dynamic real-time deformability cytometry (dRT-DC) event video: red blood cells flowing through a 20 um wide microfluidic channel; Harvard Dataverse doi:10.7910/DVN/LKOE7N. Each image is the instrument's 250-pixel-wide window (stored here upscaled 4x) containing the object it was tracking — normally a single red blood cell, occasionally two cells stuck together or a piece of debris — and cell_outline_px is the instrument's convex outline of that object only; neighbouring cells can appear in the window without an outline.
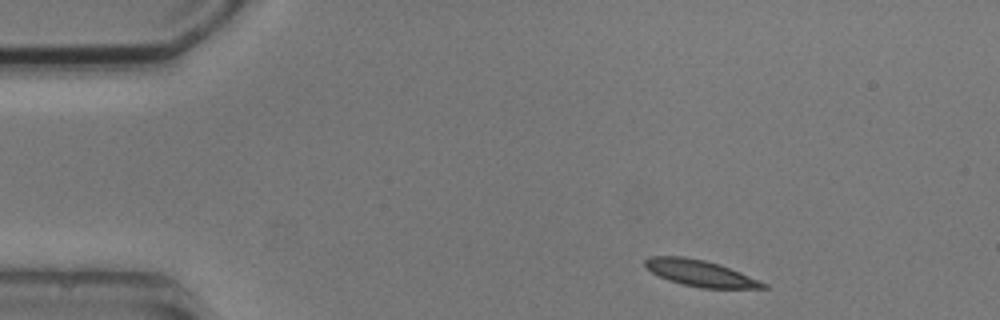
{"species": "common noctule bat (a hibernating species)", "species_latin": "Nyctalus noctula", "temperature_condition": "cold", "stored_images_in_passage": 5, "camera_frame_rate_fps": 3000, "um_per_image_px": 0.085, "animal": {"sex": "male", "body_mass_g": 20.5, "forearm_length_mm": 52.5}, "frame": {"image": 1, "passage_image": 1, "time_ms": 0.0, "image_size_px": [1000, 320], "cell_outline_px": [[768, 288], [700, 288], [668, 280], [652, 272], [644, 264], [644, 260], [648, 256], [684, 256], [704, 260], [720, 264], [740, 272], [768, 284]], "centroid_in_image_um": [59.52, 23.21], "position_along_channel_um": 25.5, "area_um2": 17.98}}
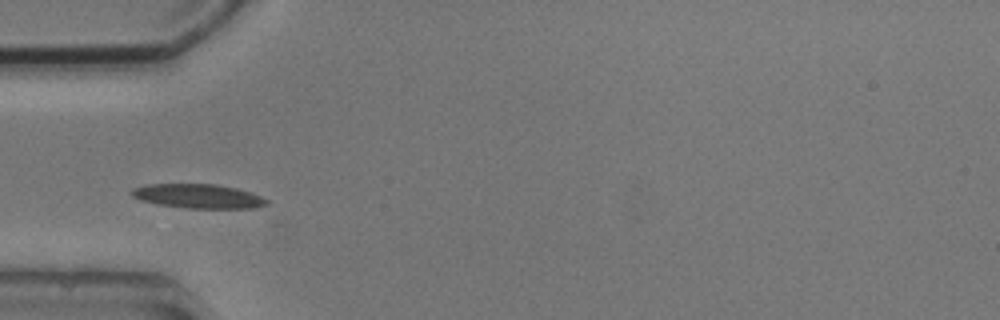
{"frame": {"image": 2, "passage_image": 3, "time_ms": 3.0, "image_size_px": [1000, 320], "cell_outline_px": [[268, 204], [256, 208], [188, 208], [156, 204], [140, 200], [132, 196], [132, 188], [148, 184], [216, 184], [236, 188], [260, 196], [268, 200]], "centroid_in_image_um": [16.83, 16.67], "position_along_channel_um": 68.2, "area_um2": 18.96}}